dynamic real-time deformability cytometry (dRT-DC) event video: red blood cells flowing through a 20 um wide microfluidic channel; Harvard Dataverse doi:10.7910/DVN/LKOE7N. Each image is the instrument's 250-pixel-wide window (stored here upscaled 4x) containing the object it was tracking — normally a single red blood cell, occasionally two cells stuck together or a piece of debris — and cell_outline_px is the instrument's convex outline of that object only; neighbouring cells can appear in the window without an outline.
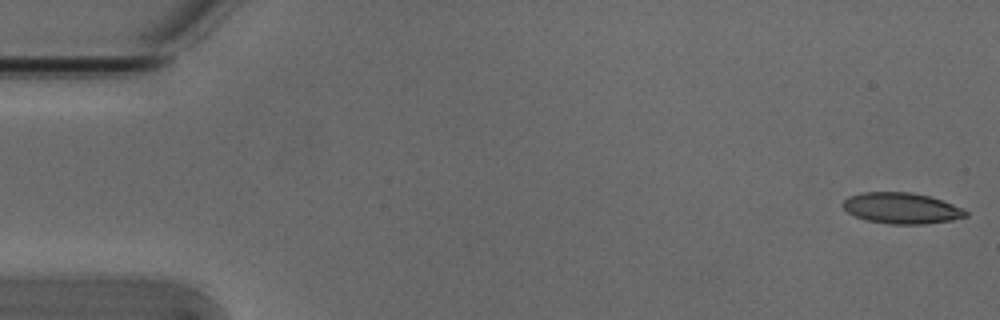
{"species": "Egyptian fruit bat (a non-hibernating species)", "species_latin": "Rousettus aegyptiacus", "temperature_condition": "cold", "stored_images_in_passage": 53, "camera_frame_rate_fps": 3000, "um_per_image_px": 0.085, "animal": {"sex": "male"}, "frame": {"image": 1, "passage_image": 1, "time_ms": 0.0, "image_size_px": [1000, 320], "cell_outline_px": [[968, 216], [952, 220], [924, 224], [892, 224], [868, 220], [856, 216], [848, 212], [840, 204], [848, 196], [860, 192], [912, 192], [928, 196], [964, 208], [968, 212]], "centroid_in_image_um": [76.63, 17.69], "position_along_channel_um": 8.4, "area_um2": 22.14}}
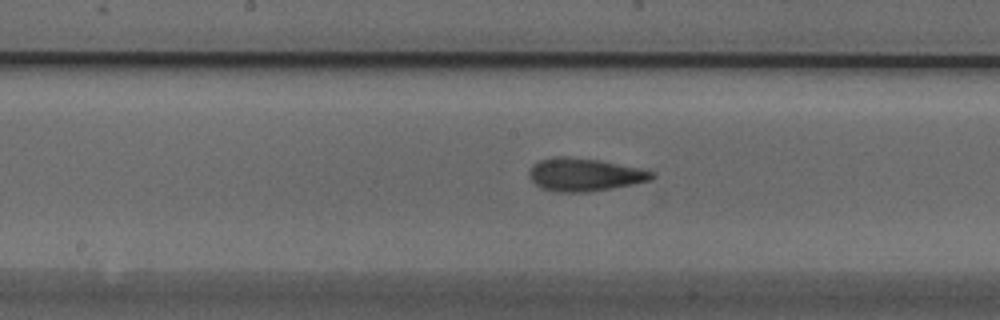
{"frame": {"image": 2, "passage_image": 27, "time_ms": 8.667, "image_size_px": [1000, 320], "cell_outline_px": [[656, 176], [652, 180], [612, 188], [588, 192], [556, 192], [540, 188], [528, 176], [528, 172], [532, 164], [540, 160], [556, 156], [568, 156], [596, 160], [640, 168], [656, 172]], "centroid_in_image_um": [49.67, 14.85], "position_along_channel_um": 198.5, "area_um2": 23.64}}
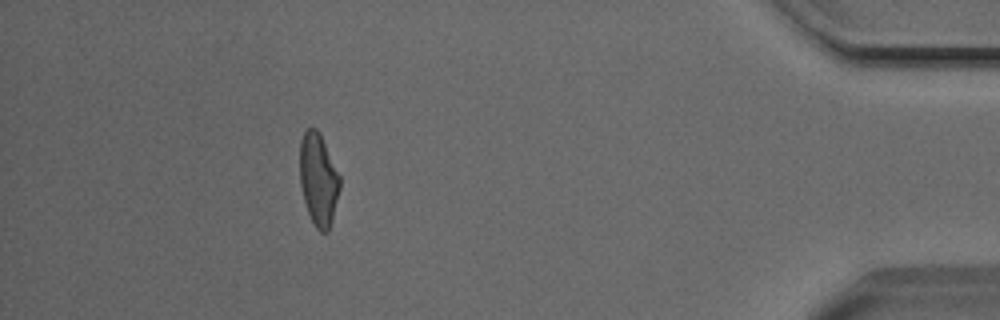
{"frame": {"image": 3, "passage_image": 48, "time_ms": 15.667, "image_size_px": [1000, 320], "cell_outline_px": [[340, 188], [332, 220], [328, 232], [320, 232], [316, 228], [308, 212], [304, 200], [300, 184], [300, 140], [304, 132], [308, 128], [316, 128], [320, 132], [340, 176]], "centroid_in_image_um": [27.07, 15.24], "position_along_channel_um": 408.1, "area_um2": 21.5}, "authors_computed_cell_mechanics": {"area_um2": 22.4264, "velocity_mm_per_s": 3.8127, "shape_relaxation_time_tau1_ms": 5.5808, "shape_relaxation_time_tau2_ms": 2.4004, "deformation_change_tau1": 0.1624, "deformation_change_tau2": 0.0987}}